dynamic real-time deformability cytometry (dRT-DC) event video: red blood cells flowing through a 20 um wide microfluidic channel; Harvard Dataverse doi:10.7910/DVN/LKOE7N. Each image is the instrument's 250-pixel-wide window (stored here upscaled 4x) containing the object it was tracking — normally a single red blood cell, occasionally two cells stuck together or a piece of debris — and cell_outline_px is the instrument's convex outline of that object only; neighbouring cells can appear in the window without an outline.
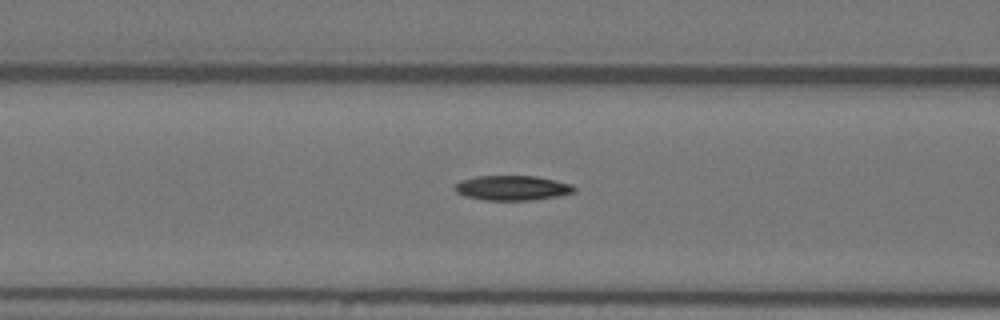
{"species": "Egyptian fruit bat (a non-hibernating species)", "species_latin": "Rousettus aegyptiacus", "temperature_condition": "warm", "stored_images_in_passage": 40, "camera_frame_rate_fps": 3000, "um_per_image_px": 0.085, "animal": {"sex": "female"}, "frame": {"image": 1, "passage_image": 14, "time_ms": 4.333, "image_size_px": [1000, 320], "cell_outline_px": [[576, 188], [572, 192], [556, 196], [532, 200], [484, 200], [464, 196], [456, 192], [452, 188], [460, 180], [476, 176], [536, 176], [572, 184]], "centroid_in_image_um": [43.48, 15.97], "position_along_channel_um": 123.1, "area_um2": 17.22}}
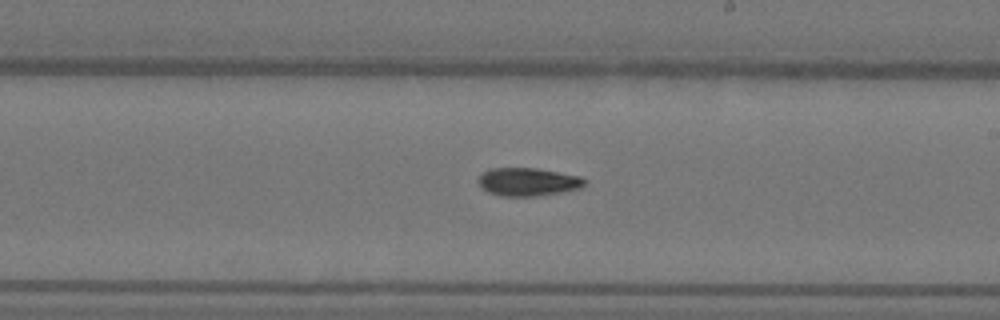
{"frame": {"image": 2, "passage_image": 24, "time_ms": 7.667, "image_size_px": [1000, 320], "cell_outline_px": [[584, 184], [580, 188], [560, 192], [536, 196], [500, 196], [488, 192], [476, 180], [488, 168], [536, 168], [580, 176], [584, 180]], "centroid_in_image_um": [44.84, 15.45], "position_along_channel_um": 244.2, "area_um2": 17.22}}
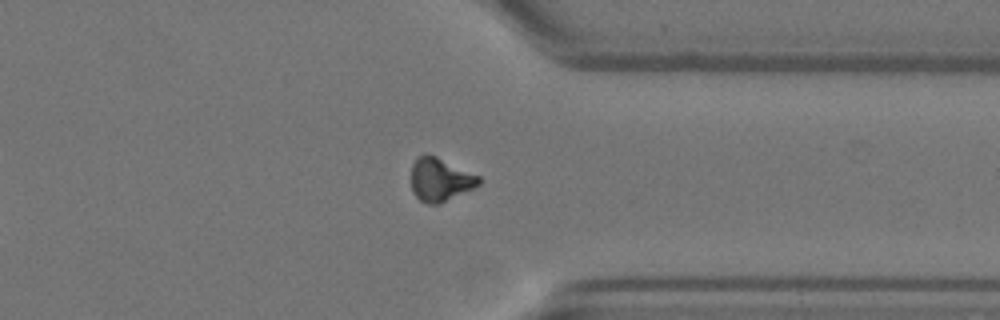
{"frame": {"image": 3, "passage_image": 35, "time_ms": 11.333, "image_size_px": [1000, 320], "cell_outline_px": [[480, 184], [440, 204], [428, 204], [420, 200], [412, 192], [412, 164], [416, 156], [428, 152], [480, 176]], "centroid_in_image_um": [37.39, 15.24], "position_along_channel_um": 374.0, "area_um2": 17.17}, "authors_computed_cell_mechanics": {"area_um2": 17.2244, "velocity_mm_per_s": 3.6358, "shape_relaxation_time_tau1_ms": 6.6782, "shape_relaxation_time_tau2_ms": null, "deformation_change_tau1": 0.1937, "deformation_change_tau2": null}}